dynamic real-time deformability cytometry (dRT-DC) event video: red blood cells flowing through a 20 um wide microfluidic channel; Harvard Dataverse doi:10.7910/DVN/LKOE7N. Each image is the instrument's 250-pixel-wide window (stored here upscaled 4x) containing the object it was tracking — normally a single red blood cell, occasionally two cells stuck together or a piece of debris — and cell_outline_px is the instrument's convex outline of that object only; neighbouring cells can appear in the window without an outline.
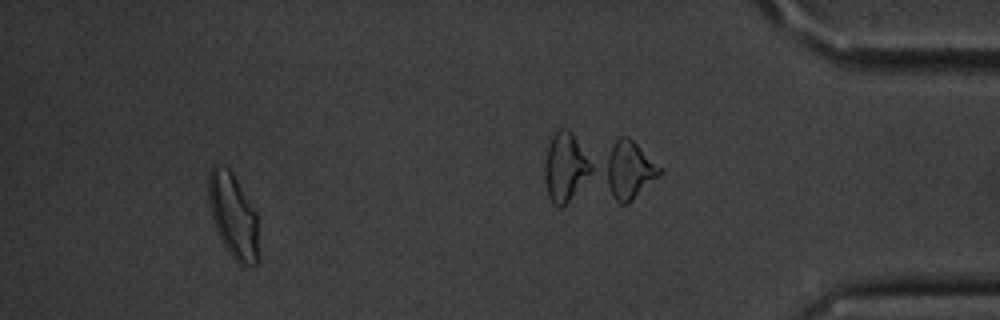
{"species": "common noctule bat (a hibernating species)", "species_latin": "Nyctalus noctula", "temperature_condition": "cold", "stored_images_in_passage": 39, "camera_frame_rate_fps": 3000, "um_per_image_px": 0.085, "animal": {"sex": "male", "body_mass_g": 20.1, "forearm_length_mm": 53.5}, "frame": {"image": 1, "passage_image": 34, "time_ms": 11.0, "image_size_px": [1000, 320], "cell_outline_px": [[260, 260], [256, 264], [244, 268], [236, 264], [228, 252], [212, 220], [208, 204], [208, 172], [212, 164], [216, 160], [228, 168], [232, 172], [256, 212], [260, 256]], "centroid_in_image_um": [19.82, 18.36], "position_along_channel_um": 415.4, "area_um2": 25.61}, "authors_computed_cell_mechanics": {"area_um2": 17.7446, "velocity_mm_per_s": 3.6323, "shape_relaxation_time_tau1_ms": 2.823, "shape_relaxation_time_tau2_ms": 4.673, "deformation_change_tau1": 0.0939, "deformation_change_tau2": 0.1439}}